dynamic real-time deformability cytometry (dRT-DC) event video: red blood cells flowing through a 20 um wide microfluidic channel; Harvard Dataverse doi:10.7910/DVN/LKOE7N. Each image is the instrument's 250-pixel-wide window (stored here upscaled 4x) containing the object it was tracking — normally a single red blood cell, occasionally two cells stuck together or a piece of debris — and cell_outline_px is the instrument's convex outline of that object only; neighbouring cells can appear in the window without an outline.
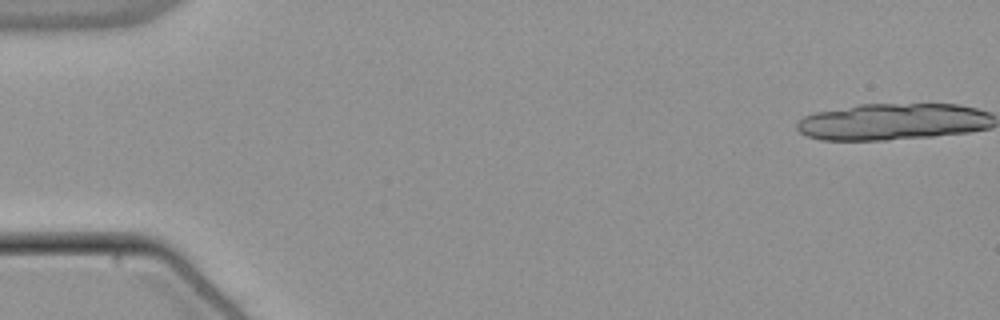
{"species": "common noctule bat (a hibernating species)", "species_latin": "Nyctalus noctula", "temperature_condition": "warm", "stored_images_in_passage": 3, "camera_frame_rate_fps": 3000, "um_per_image_px": 0.085, "animal": {"sex": "male", "body_mass_g": 21.5, "forearm_length_mm": 52.0}, "frame": {"image": 1, "passage_image": 1, "time_ms": 0.0, "image_size_px": [1000, 320], "cell_outline_px": [[980, 128], [940, 132], [892, 136], [856, 136], [952, 108], [968, 108], [980, 112]], "centroid_in_image_um": [79.36, 10.5], "position_along_channel_um": 5.6, "area_um2": 12.77}}